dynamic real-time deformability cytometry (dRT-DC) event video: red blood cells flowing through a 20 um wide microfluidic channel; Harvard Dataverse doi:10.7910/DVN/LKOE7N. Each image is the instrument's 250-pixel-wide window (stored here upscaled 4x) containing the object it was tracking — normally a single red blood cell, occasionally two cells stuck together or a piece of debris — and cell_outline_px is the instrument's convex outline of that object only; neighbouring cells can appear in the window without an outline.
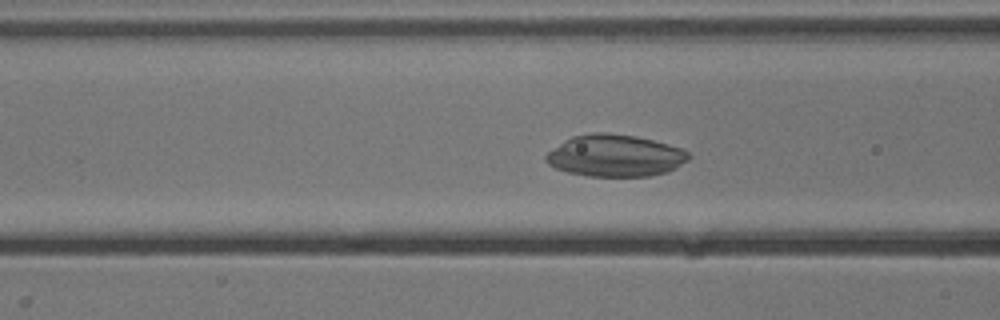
{"species": "common noctule bat (a hibernating species)", "species_latin": "Nyctalus noctula", "temperature_condition": "cold", "stored_images_in_passage": 47, "camera_frame_rate_fps": 3000, "um_per_image_px": 0.085, "animal": {"sex": "male", "body_mass_g": 13.3}, "frame": {"image": 1, "passage_image": 20, "time_ms": 6.333, "image_size_px": [1000, 320], "cell_outline_px": [[692, 156], [688, 160], [676, 168], [668, 172], [648, 176], [588, 176], [568, 172], [556, 168], [548, 164], [544, 160], [544, 156], [548, 152], [564, 140], [572, 136], [592, 132], [608, 132], [636, 136], [668, 144], [680, 148], [688, 152]], "centroid_in_image_um": [52.28, 13.22], "position_along_channel_um": 114.3, "area_um2": 35.03}}
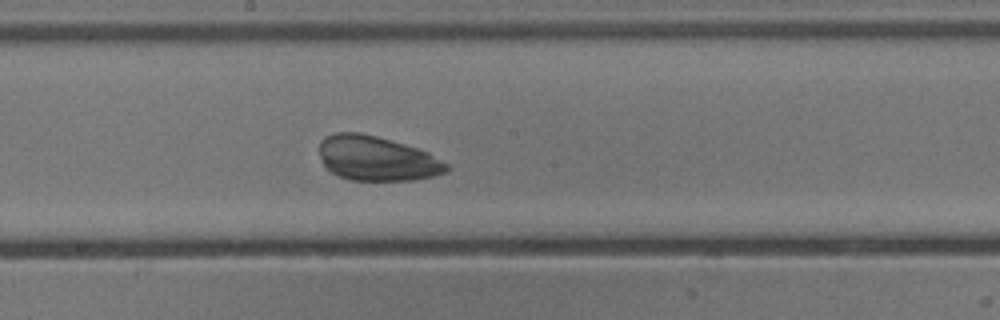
{"frame": {"image": 2, "passage_image": 28, "time_ms": 9.0, "image_size_px": [1000, 320], "cell_outline_px": [[452, 168], [448, 172], [432, 176], [412, 180], [348, 180], [336, 176], [324, 168], [320, 156], [320, 140], [324, 136], [336, 132], [360, 132], [376, 136], [404, 144], [428, 152], [448, 164]], "centroid_in_image_um": [32.0, 13.47], "position_along_channel_um": 216.2, "area_um2": 33.41}}
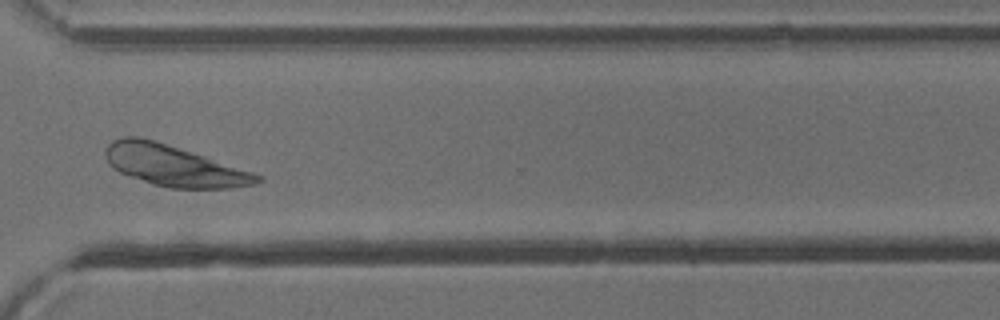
{"frame": {"image": 3, "passage_image": 39, "time_ms": 12.667, "image_size_px": [1000, 320], "cell_outline_px": [[264, 180], [256, 184], [232, 188], [168, 188], [152, 184], [120, 172], [112, 168], [108, 164], [104, 156], [104, 148], [112, 140], [124, 136], [136, 136], [152, 140], [204, 156], [264, 176]], "centroid_in_image_um": [14.74, 14.09], "position_along_channel_um": 355.9, "area_um2": 36.01}}